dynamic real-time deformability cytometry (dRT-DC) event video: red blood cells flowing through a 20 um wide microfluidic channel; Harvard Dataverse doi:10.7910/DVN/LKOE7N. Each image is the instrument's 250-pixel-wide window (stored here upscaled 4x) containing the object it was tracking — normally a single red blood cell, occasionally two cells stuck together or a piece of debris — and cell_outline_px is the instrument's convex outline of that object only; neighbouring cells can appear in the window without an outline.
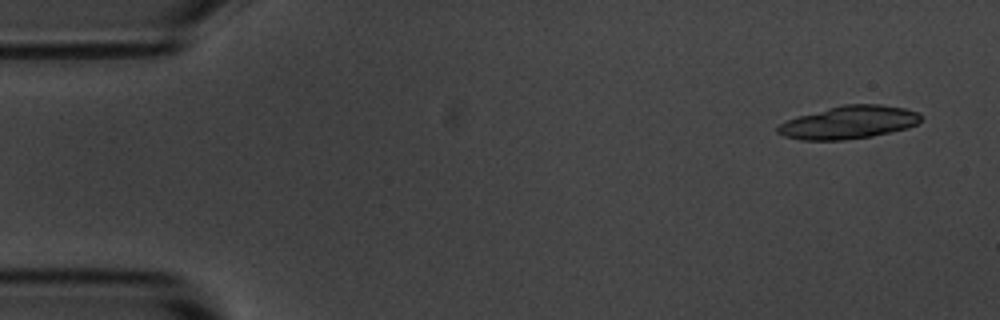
{"species": "common noctule bat (a hibernating species)", "species_latin": "Nyctalus noctula", "temperature_condition": "room temperature", "stored_images_in_passage": 5, "camera_frame_rate_fps": 3000, "um_per_image_px": 0.085, "animal": {"sex": "male", "body_mass_g": 20.1, "forearm_length_mm": 53.5}, "frame": {"image": 1, "passage_image": 1, "time_ms": 0.0, "image_size_px": [1000, 320], "cell_outline_px": [[920, 120], [916, 124], [908, 128], [872, 136], [844, 140], [800, 140], [784, 136], [776, 132], [776, 128], [780, 124], [788, 120], [800, 116], [828, 108], [844, 104], [880, 104], [904, 108], [916, 112], [920, 116]], "centroid_in_image_um": [72.14, 10.41], "position_along_channel_um": 12.9, "area_um2": 27.17}}